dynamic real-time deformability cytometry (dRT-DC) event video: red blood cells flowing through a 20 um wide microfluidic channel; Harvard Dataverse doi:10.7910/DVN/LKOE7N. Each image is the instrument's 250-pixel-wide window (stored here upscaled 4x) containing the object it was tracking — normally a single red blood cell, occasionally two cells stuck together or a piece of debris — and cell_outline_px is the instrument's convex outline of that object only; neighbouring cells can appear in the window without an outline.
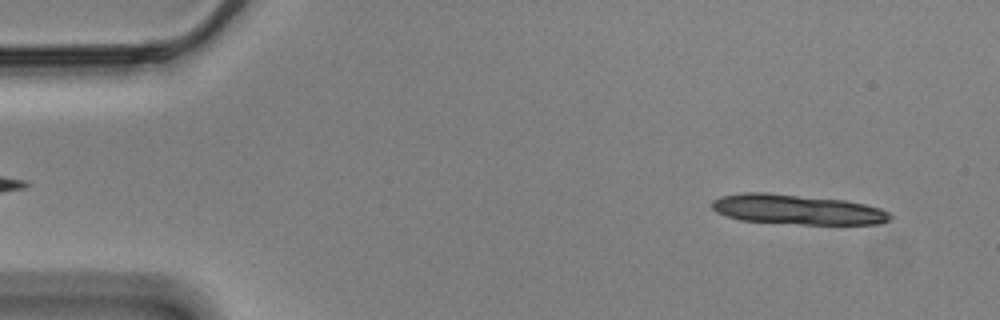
{"species": "Egyptian fruit bat (a non-hibernating species)", "species_latin": "Rousettus aegyptiacus", "temperature_condition": "cold", "stored_images_in_passage": 12, "camera_frame_rate_fps": 3000, "um_per_image_px": 0.085, "animal": {"sex": "male"}, "frame": {"image": 1, "passage_image": 3, "time_ms": 0.667, "image_size_px": [1000, 320], "cell_outline_px": [[892, 220], [880, 224], [800, 224], [740, 220], [724, 216], [716, 212], [712, 208], [712, 200], [720, 196], [744, 192], [768, 192], [844, 200], [864, 204], [880, 208], [888, 212], [892, 216]], "centroid_in_image_um": [67.74, 17.8], "position_along_channel_um": 17.3, "area_um2": 31.27}}